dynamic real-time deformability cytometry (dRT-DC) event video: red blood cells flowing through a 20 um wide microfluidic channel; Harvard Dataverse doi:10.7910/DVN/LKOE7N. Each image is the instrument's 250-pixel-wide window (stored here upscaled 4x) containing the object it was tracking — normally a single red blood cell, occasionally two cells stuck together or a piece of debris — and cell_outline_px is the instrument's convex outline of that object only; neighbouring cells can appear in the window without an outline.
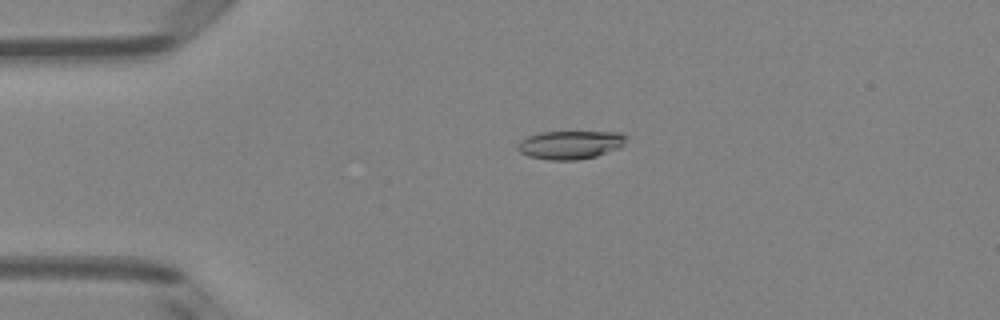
{"species": "Egyptian fruit bat (a non-hibernating species)", "species_latin": "Rousettus aegyptiacus", "temperature_condition": "room temperature", "stored_images_in_passage": 5, "camera_frame_rate_fps": 3000, "um_per_image_px": 0.085, "animal": {"sex": "female"}, "frame": {"image": 1, "passage_image": 4, "time_ms": 1.0, "image_size_px": [1000, 320], "cell_outline_px": [[628, 136], [624, 144], [620, 148], [596, 156], [576, 160], [548, 160], [528, 156], [520, 152], [516, 148], [516, 144], [520, 140], [528, 136], [540, 132], [620, 132]], "centroid_in_image_um": [48.47, 12.31], "position_along_channel_um": 36.5, "area_um2": 18.15}}